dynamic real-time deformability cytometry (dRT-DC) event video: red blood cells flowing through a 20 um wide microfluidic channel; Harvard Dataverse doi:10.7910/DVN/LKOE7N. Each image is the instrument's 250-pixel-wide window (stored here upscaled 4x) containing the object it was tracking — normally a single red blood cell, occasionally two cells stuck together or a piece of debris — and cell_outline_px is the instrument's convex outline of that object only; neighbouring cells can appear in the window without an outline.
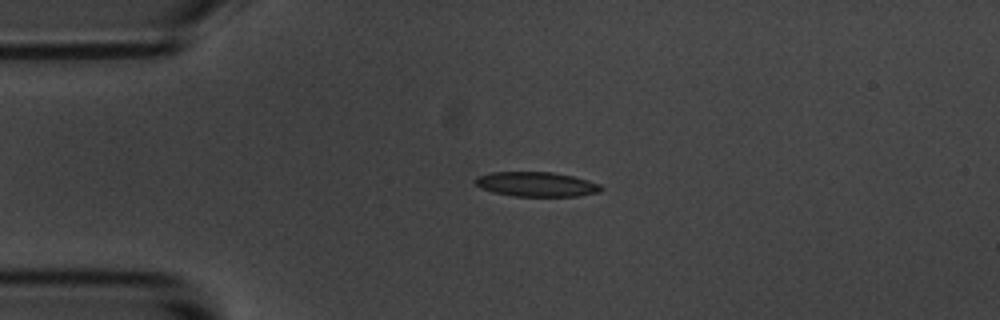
{"species": "common noctule bat (a hibernating species)", "species_latin": "Nyctalus noctula", "temperature_condition": "room temperature", "stored_images_in_passage": 4, "camera_frame_rate_fps": 3000, "um_per_image_px": 0.085, "animal": {"sex": "male", "body_mass_g": 20.1, "forearm_length_mm": 53.5}, "frame": {"image": 1, "passage_image": 3, "time_ms": 2.333, "image_size_px": [1000, 320], "cell_outline_px": [[604, 188], [600, 192], [580, 196], [516, 196], [492, 192], [480, 188], [472, 180], [476, 176], [492, 172], [552, 172], [572, 176], [588, 180], [600, 184]], "centroid_in_image_um": [45.58, 15.66], "position_along_channel_um": 39.4, "area_um2": 18.21}}